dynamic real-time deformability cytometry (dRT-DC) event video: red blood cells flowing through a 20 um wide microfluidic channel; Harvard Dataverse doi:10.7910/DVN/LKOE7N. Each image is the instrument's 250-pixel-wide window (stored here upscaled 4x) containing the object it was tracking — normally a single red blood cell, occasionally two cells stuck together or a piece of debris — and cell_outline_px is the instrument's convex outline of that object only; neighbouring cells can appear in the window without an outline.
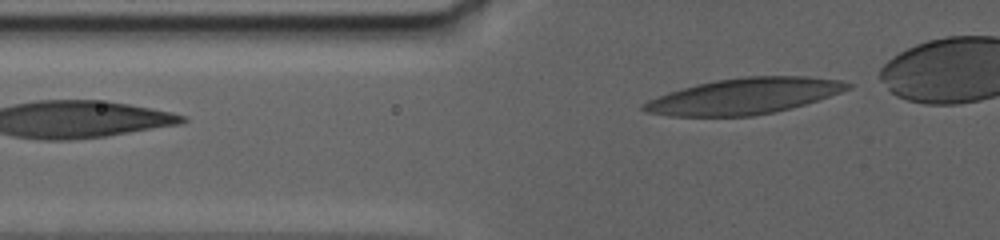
{"species": "human", "species_latin": "Homo sapiens", "temperature_condition": "warm", "stored_images_in_passage": 4, "segment_of_instrument_passage": [2, 2], "camera_frame_rate_fps": 3000, "um_per_image_px": 0.085, "donor": {"sex": "female"}, "frame": {"image": 1, "passage_image": 4, "time_ms": 2.667, "image_size_px": [1000, 240], "cell_outline_px": [[852, 88], [804, 104], [772, 112], [752, 116], [668, 116], [644, 112], [640, 108], [640, 104], [648, 100], [668, 92], [696, 84], [716, 80], [744, 76], [808, 76], [840, 80], [852, 84]], "centroid_in_image_um": [63.2, 8.17], "position_along_channel_um": 62.6, "area_um2": 42.6}}